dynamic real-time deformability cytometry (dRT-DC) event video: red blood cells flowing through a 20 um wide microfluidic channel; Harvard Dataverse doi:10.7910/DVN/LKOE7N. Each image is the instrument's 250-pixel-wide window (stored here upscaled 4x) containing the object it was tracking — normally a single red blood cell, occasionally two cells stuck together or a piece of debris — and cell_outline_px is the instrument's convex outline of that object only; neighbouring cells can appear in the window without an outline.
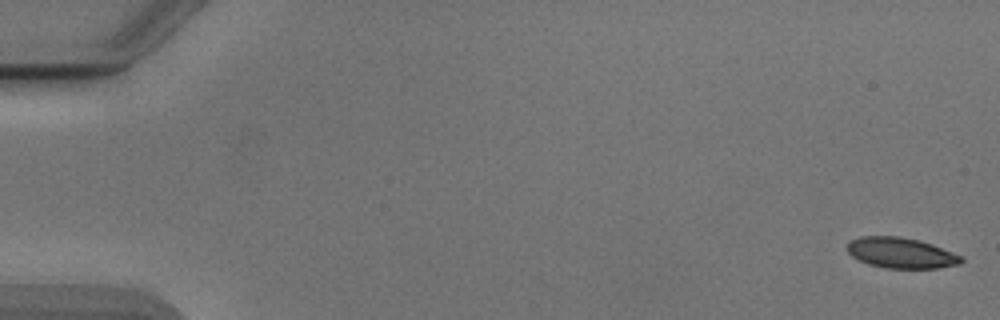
{"species": "Egyptian fruit bat (a non-hibernating species)", "species_latin": "Rousettus aegyptiacus", "temperature_condition": "cold", "stored_images_in_passage": 18, "camera_frame_rate_fps": 3000, "um_per_image_px": 0.085, "animal": {"sex": "male"}, "frame": {"image": 1, "passage_image": 1, "time_ms": 0.0, "image_size_px": [1000, 320], "cell_outline_px": [[964, 260], [960, 264], [936, 268], [884, 268], [868, 264], [852, 256], [848, 252], [848, 244], [852, 240], [860, 236], [900, 236], [920, 240], [932, 244], [960, 256]], "centroid_in_image_um": [76.57, 21.49], "position_along_channel_um": 8.4, "area_um2": 20.17}}
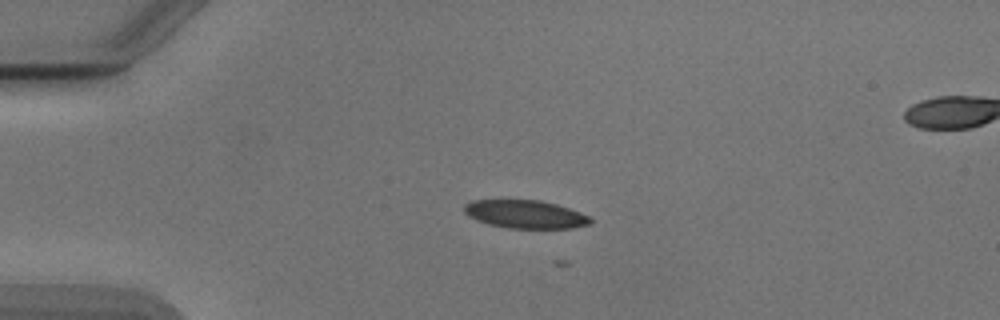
{"frame": {"image": 2, "passage_image": 13, "time_ms": 4.0, "image_size_px": [1000, 320], "cell_outline_px": [[592, 224], [572, 228], [508, 228], [488, 224], [476, 220], [468, 216], [464, 212], [464, 204], [472, 200], [540, 200], [556, 204], [580, 212], [588, 216], [592, 220]], "centroid_in_image_um": [44.64, 18.21], "position_along_channel_um": 40.4, "area_um2": 20.75}}